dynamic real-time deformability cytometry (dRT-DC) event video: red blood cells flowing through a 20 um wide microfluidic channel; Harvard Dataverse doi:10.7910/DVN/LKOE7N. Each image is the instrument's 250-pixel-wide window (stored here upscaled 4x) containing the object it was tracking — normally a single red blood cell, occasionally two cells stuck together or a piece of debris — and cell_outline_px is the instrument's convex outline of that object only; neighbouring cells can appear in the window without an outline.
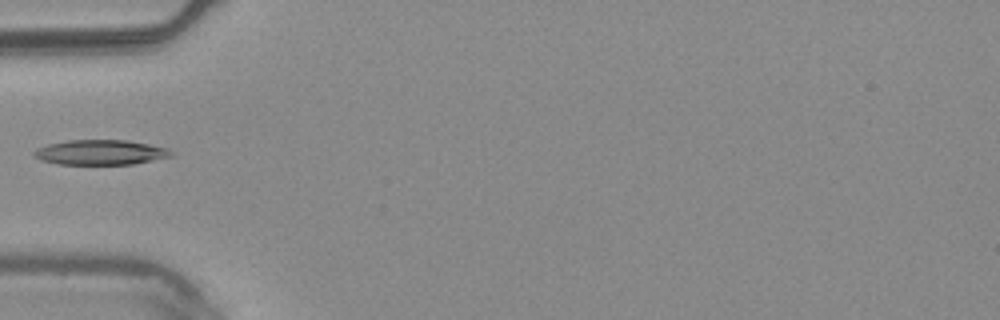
{"species": "common noctule bat (a hibernating species)", "species_latin": "Nyctalus noctula", "temperature_condition": "warm", "stored_images_in_passage": 1, "camera_frame_rate_fps": 3000, "um_per_image_px": 0.085, "animal": {"sex": "male", "body_mass_g": 20.4}, "frame": {"image": 1, "passage_image": 1, "time_ms": 0.0, "image_size_px": [1000, 320], "cell_outline_px": [[176, 152], [172, 156], [132, 164], [60, 164], [40, 160], [32, 156], [32, 152], [36, 148], [48, 144], [68, 140], [128, 140], [168, 148]], "centroid_in_image_um": [8.53, 12.94], "position_along_channel_um": 76.5, "area_um2": 20.06}}